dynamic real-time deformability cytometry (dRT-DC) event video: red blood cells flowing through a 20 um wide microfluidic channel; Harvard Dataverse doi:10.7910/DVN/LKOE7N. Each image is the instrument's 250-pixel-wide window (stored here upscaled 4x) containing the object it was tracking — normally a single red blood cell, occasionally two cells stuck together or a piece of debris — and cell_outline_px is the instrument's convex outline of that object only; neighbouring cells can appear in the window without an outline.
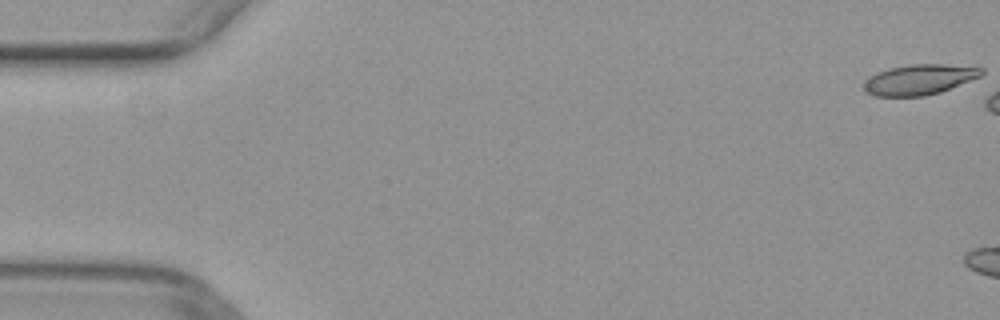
{"species": "common noctule bat (a hibernating species)", "species_latin": "Nyctalus noctula", "temperature_condition": "warm", "stored_images_in_passage": 6, "camera_frame_rate_fps": 3000, "um_per_image_px": 0.085, "animal": {"sex": "female", "body_mass_g": 29.2, "forearm_length_mm": 56.3}, "frame": {"image": 1, "passage_image": 1, "time_ms": 0.0, "image_size_px": [1000, 320], "cell_outline_px": [[984, 72], [980, 76], [940, 92], [924, 96], [876, 96], [864, 92], [864, 80], [868, 76], [876, 72], [892, 68], [912, 64], [944, 64], [984, 68]], "centroid_in_image_um": [78.1, 6.76], "position_along_channel_um": 6.9, "area_um2": 20.69}}